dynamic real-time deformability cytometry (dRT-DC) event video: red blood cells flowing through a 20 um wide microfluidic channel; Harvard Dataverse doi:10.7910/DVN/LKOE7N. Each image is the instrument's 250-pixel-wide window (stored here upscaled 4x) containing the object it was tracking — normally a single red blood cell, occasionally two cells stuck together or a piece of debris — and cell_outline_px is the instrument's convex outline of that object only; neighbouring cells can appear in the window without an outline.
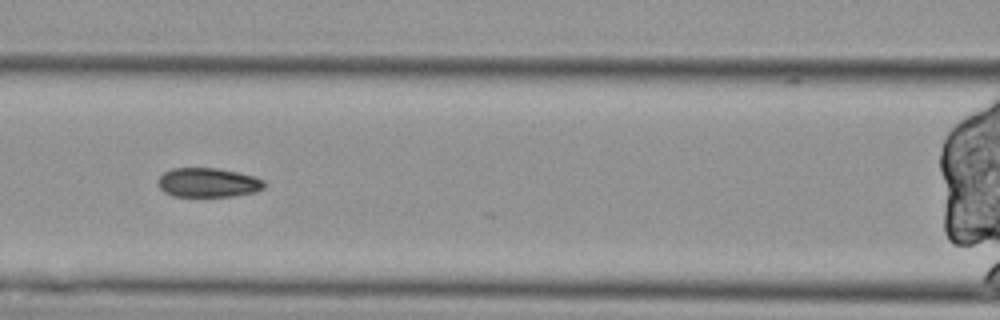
{"species": "Egyptian fruit bat (a non-hibernating species)", "species_latin": "Rousettus aegyptiacus", "temperature_condition": "cold", "stored_images_in_passage": 9, "camera_frame_rate_fps": 3000, "um_per_image_px": 0.085, "animal": {"sex": "female"}, "frame": {"image": 1, "passage_image": 6, "time_ms": 1.667, "image_size_px": [1000, 320], "cell_outline_px": [[264, 188], [256, 192], [232, 196], [172, 196], [164, 192], [160, 188], [156, 180], [164, 172], [172, 168], [216, 168], [240, 172], [264, 180]], "centroid_in_image_um": [17.67, 15.51], "position_along_channel_um": 148.9, "area_um2": 18.21}}
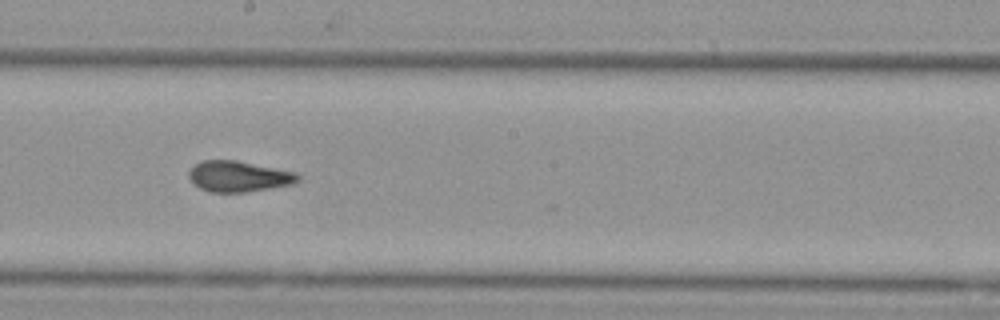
{"frame": {"image": 2, "passage_image": 8, "time_ms": 2.333, "image_size_px": [1000, 320], "cell_outline_px": [[300, 180], [292, 184], [244, 192], [208, 192], [200, 188], [188, 176], [188, 172], [200, 160], [236, 160], [296, 172], [300, 176]], "centroid_in_image_um": [20.29, 14.98], "position_along_channel_um": 227.9, "area_um2": 19.42}}
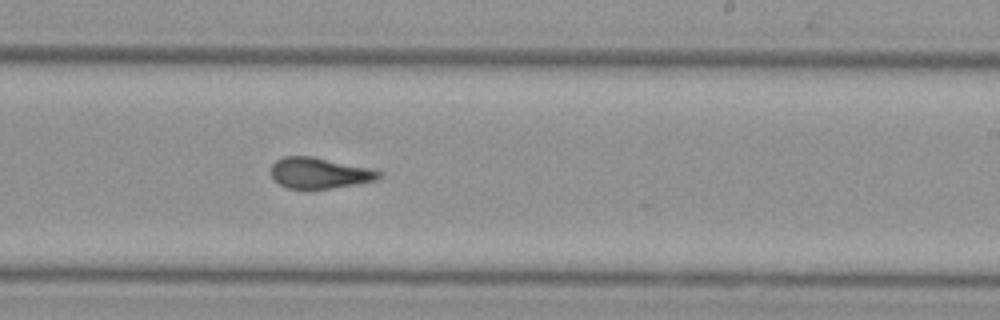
{"frame": {"image": 3, "passage_image": 9, "time_ms": 2.667, "image_size_px": [1000, 320], "cell_outline_px": [[384, 176], [376, 180], [332, 188], [288, 188], [280, 184], [272, 176], [272, 164], [276, 160], [284, 156], [312, 156], [372, 168], [380, 172]], "centroid_in_image_um": [27.18, 14.69], "position_along_channel_um": 261.8, "area_um2": 19.25}}